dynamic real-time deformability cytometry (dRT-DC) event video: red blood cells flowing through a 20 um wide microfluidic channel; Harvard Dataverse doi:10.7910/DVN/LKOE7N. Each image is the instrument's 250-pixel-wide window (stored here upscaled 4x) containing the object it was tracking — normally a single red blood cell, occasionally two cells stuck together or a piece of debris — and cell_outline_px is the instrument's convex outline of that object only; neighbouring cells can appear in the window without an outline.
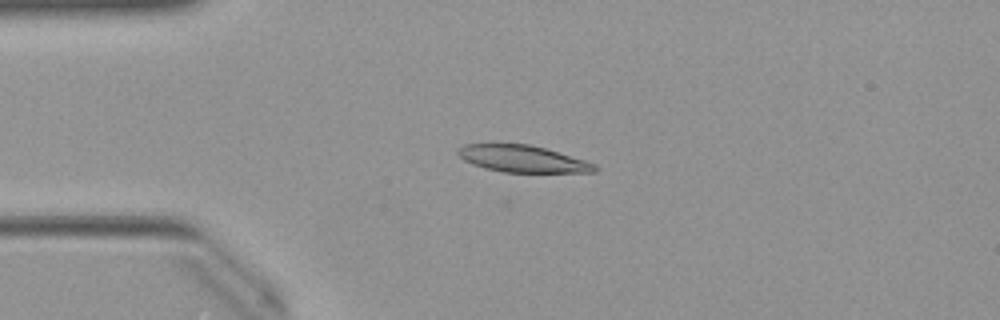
{"species": "Egyptian fruit bat (a non-hibernating species)", "species_latin": "Rousettus aegyptiacus", "temperature_condition": "warm", "stored_images_in_passage": 51, "camera_frame_rate_fps": 3000, "um_per_image_px": 0.085, "animal": {"sex": "female"}, "frame": {"image": 1, "passage_image": 12, "time_ms": 3.667, "image_size_px": [1000, 320], "cell_outline_px": [[600, 168], [596, 172], [504, 172], [484, 168], [472, 164], [464, 160], [456, 152], [456, 148], [464, 144], [528, 144], [544, 148], [584, 160], [596, 164]], "centroid_in_image_um": [44.4, 13.5], "position_along_channel_um": 40.6, "area_um2": 21.33}}
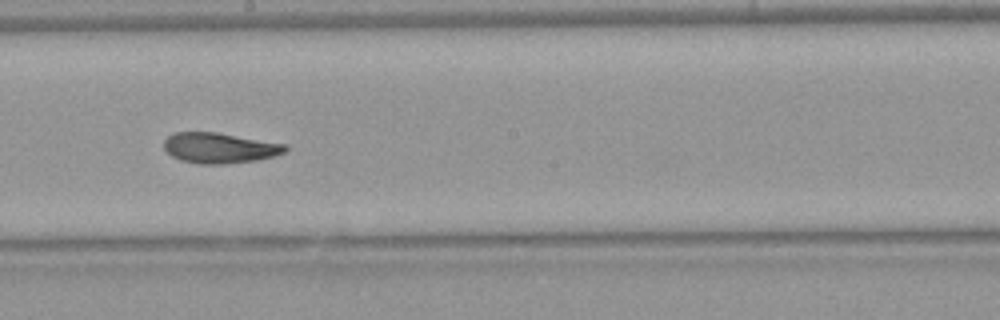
{"frame": {"image": 2, "passage_image": 28, "time_ms": 9.0, "image_size_px": [1000, 320], "cell_outline_px": [[288, 148], [284, 152], [276, 156], [256, 160], [224, 164], [200, 164], [180, 160], [172, 156], [164, 148], [164, 140], [172, 132], [216, 132], [288, 144]], "centroid_in_image_um": [18.68, 12.57], "position_along_channel_um": 229.5, "area_um2": 21.68}}
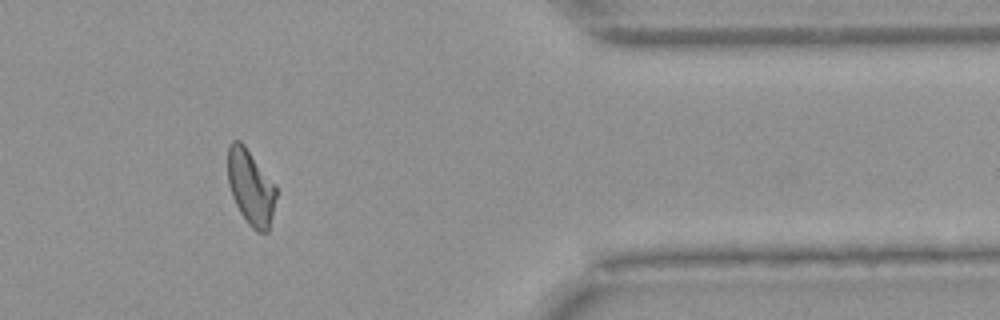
{"frame": {"image": 3, "passage_image": 42, "time_ms": 13.667, "image_size_px": [1000, 320], "cell_outline_px": [[276, 196], [268, 232], [256, 232], [248, 224], [240, 212], [232, 196], [228, 184], [228, 148], [232, 140], [240, 140], [244, 144], [276, 184]], "centroid_in_image_um": [21.31, 15.9], "position_along_channel_um": 390.1, "area_um2": 21.27}, "authors_computed_cell_mechanics": {"area_um2": 21.2704, "velocity_mm_per_s": 3.9955, "shape_relaxation_time_tau1_ms": 7.5231, "shape_relaxation_time_tau2_ms": 3.1795, "deformation_change_tau1": 0.216, "deformation_change_tau2": 0.0951}}